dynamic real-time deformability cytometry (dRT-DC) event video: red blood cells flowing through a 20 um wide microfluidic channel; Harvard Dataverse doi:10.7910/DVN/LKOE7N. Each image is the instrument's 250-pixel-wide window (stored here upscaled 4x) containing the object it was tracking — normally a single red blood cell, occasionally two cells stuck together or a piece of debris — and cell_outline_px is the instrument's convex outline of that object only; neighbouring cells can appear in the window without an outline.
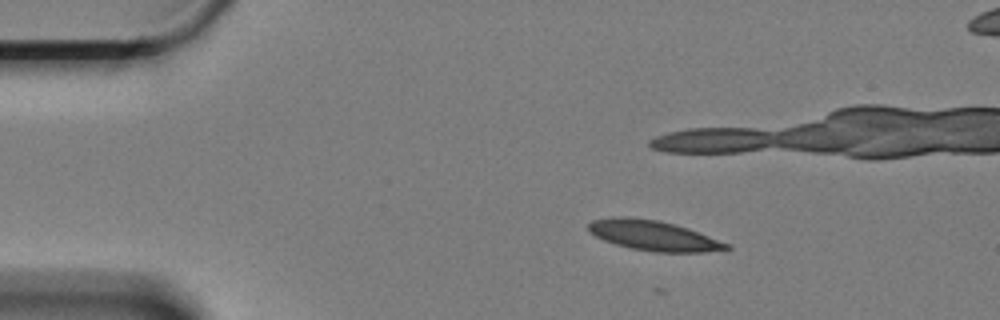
{"species": "Egyptian fruit bat (a non-hibernating species)", "species_latin": "Rousettus aegyptiacus", "temperature_condition": "cold", "stored_images_in_passage": 35, "camera_frame_rate_fps": 3000, "um_per_image_px": 0.085, "animal": {"sex": "female"}, "frame": {"image": 1, "passage_image": 10, "time_ms": 3.0, "image_size_px": [1000, 320], "cell_outline_px": [[732, 248], [704, 252], [656, 252], [632, 248], [616, 244], [604, 240], [596, 236], [588, 228], [588, 224], [592, 220], [612, 216], [628, 216], [656, 220], [688, 228], [732, 244]], "centroid_in_image_um": [55.57, 20.01], "position_along_channel_um": 29.4, "area_um2": 24.1}}